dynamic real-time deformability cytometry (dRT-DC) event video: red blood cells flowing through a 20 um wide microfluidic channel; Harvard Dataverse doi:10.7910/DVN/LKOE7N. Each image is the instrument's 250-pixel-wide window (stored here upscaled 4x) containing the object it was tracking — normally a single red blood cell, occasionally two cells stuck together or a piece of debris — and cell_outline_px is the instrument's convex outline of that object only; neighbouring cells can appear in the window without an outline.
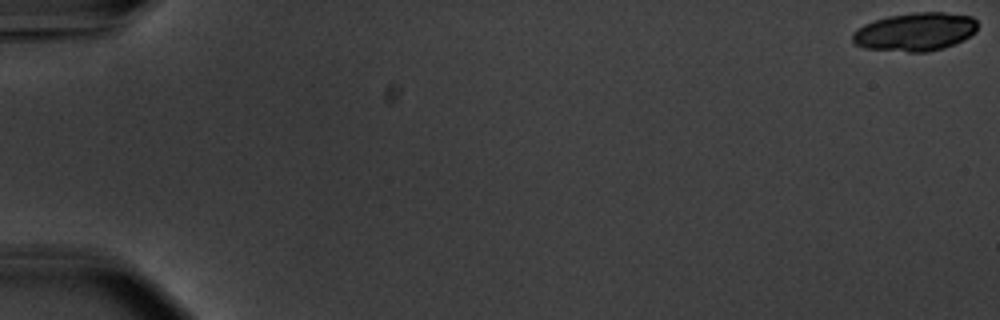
{"species": "common noctule bat (a hibernating species)", "species_latin": "Nyctalus noctula", "temperature_condition": "warm", "stored_images_in_passage": 22, "camera_frame_rate_fps": 3000, "um_per_image_px": 0.085, "animal": {"sex": "male", "body_mass_g": 20.1, "forearm_length_mm": 53.5}, "frame": {"image": 1, "passage_image": 1, "time_ms": 0.0, "image_size_px": [1000, 320], "cell_outline_px": [[976, 32], [964, 40], [928, 52], [908, 52], [864, 48], [856, 44], [852, 40], [852, 32], [856, 28], [864, 24], [888, 16], [916, 12], [944, 12], [972, 16], [976, 20]], "centroid_in_image_um": [77.78, 2.7], "position_along_channel_um": 7.2, "area_um2": 27.92}}